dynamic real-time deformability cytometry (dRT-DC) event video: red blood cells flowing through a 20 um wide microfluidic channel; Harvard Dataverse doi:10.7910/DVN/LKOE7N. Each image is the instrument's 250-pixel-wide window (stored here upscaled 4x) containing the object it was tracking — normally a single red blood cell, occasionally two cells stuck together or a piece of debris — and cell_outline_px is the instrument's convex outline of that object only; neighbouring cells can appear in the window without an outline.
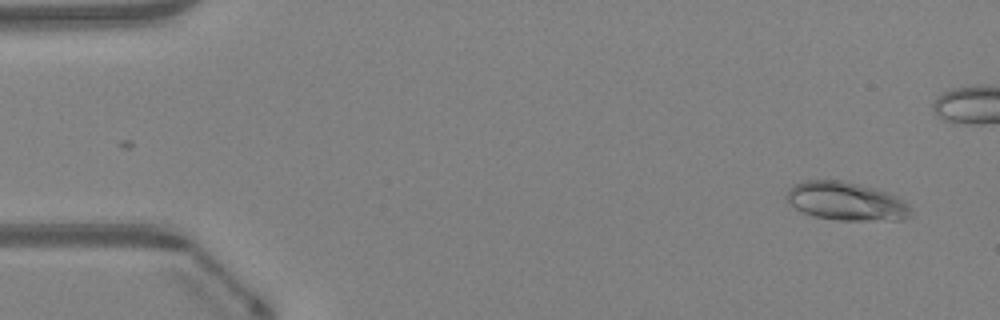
{"species": "Egyptian fruit bat (a non-hibernating species)", "species_latin": "Rousettus aegyptiacus", "temperature_condition": "warm", "stored_images_in_passage": 48, "camera_frame_rate_fps": 3000, "um_per_image_px": 0.085, "animal": {"sex": "female"}, "frame": {"image": 1, "passage_image": 3, "time_ms": 0.667, "image_size_px": [1000, 320], "cell_outline_px": [[912, 216], [900, 220], [836, 220], [812, 216], [796, 208], [788, 200], [788, 188], [804, 180], [840, 180], [888, 192], [904, 200], [908, 204], [912, 212]], "centroid_in_image_um": [71.97, 17.12], "position_along_channel_um": 13.0, "area_um2": 27.63}}
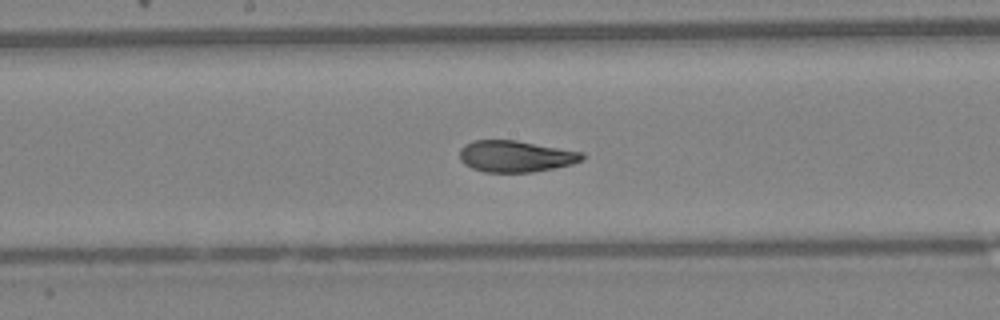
{"frame": {"image": 2, "passage_image": 25, "time_ms": 8.0, "image_size_px": [1000, 320], "cell_outline_px": [[584, 160], [572, 164], [532, 172], [484, 172], [472, 168], [464, 164], [460, 160], [460, 148], [464, 144], [472, 140], [516, 140], [584, 152]], "centroid_in_image_um": [43.82, 13.28], "position_along_channel_um": 204.4, "area_um2": 22.6}}
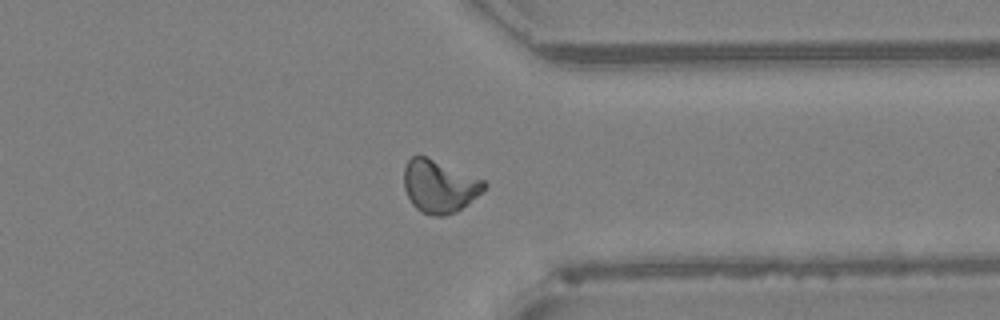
{"frame": {"image": 3, "passage_image": 37, "time_ms": 12.0, "image_size_px": [1000, 320], "cell_outline_px": [[488, 184], [468, 204], [456, 212], [444, 216], [436, 216], [420, 212], [412, 204], [404, 188], [404, 168], [408, 160], [412, 156], [424, 156], [484, 180]], "centroid_in_image_um": [37.32, 15.86], "position_along_channel_um": 374.1, "area_um2": 24.28}, "authors_computed_cell_mechanics": {"area_um2": 23.4668, "velocity_mm_per_s": 4.2971, "shape_relaxation_time_tau1_ms": 4.9725, "shape_relaxation_time_tau2_ms": 0.9135, "deformation_change_tau1": 0.1801, "deformation_change_tau2": 0.0476}}